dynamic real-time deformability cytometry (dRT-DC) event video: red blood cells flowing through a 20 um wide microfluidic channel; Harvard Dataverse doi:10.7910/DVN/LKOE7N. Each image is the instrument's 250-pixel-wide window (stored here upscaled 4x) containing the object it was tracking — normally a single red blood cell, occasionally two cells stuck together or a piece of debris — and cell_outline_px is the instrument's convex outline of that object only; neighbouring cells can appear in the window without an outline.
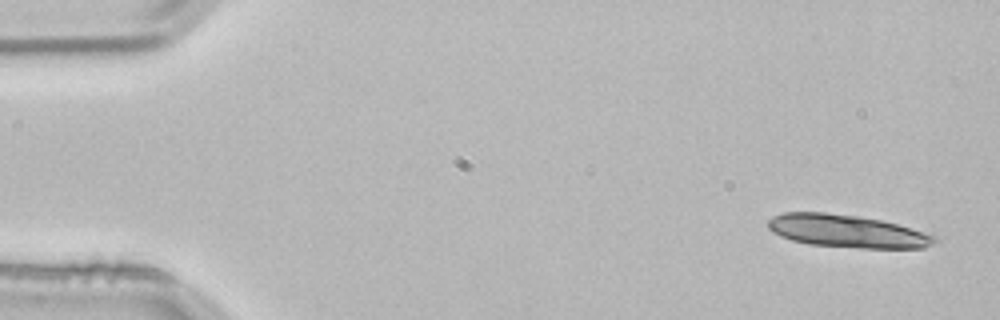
{"species": "common noctule bat (a hibernating species)", "species_latin": "Nyctalus noctula", "temperature_condition": "room temperature", "stored_images_in_passage": 4, "camera_frame_rate_fps": 3000, "um_per_image_px": 0.085, "animal": {"sex": "male", "body_mass_g": 21.5, "forearm_length_mm": 52.0}, "frame": {"image": 1, "passage_image": 1, "time_ms": 0.0, "image_size_px": [1000, 320], "cell_outline_px": [[940, 240], [924, 248], [860, 248], [808, 244], [792, 240], [780, 236], [772, 232], [768, 228], [768, 220], [772, 216], [784, 212], [824, 212], [856, 216], [880, 220], [896, 224], [936, 236]], "centroid_in_image_um": [71.97, 19.65], "position_along_channel_um": 13.0, "area_um2": 31.67}}
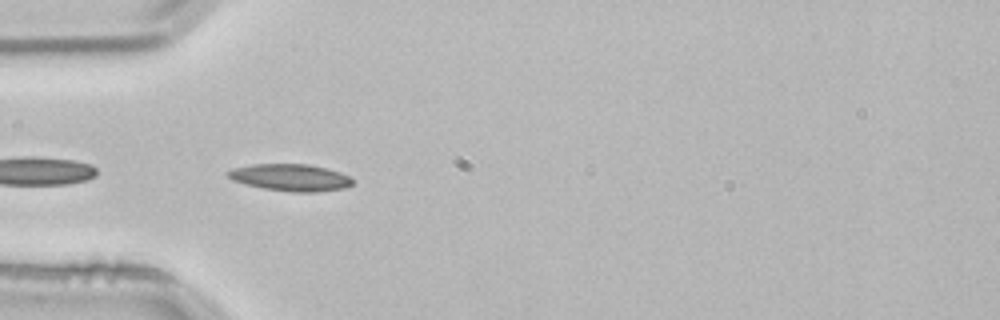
{"frame": {"image": 2, "passage_image": 4, "time_ms": 1.0, "image_size_px": [1000, 320], "cell_outline_px": [[356, 180], [352, 184], [344, 188], [316, 192], [292, 192], [264, 188], [244, 184], [232, 180], [224, 176], [224, 172], [232, 168], [252, 164], [308, 164], [340, 172], [352, 176]], "centroid_in_image_um": [24.66, 15.08], "position_along_channel_um": 60.3, "area_um2": 19.88}}